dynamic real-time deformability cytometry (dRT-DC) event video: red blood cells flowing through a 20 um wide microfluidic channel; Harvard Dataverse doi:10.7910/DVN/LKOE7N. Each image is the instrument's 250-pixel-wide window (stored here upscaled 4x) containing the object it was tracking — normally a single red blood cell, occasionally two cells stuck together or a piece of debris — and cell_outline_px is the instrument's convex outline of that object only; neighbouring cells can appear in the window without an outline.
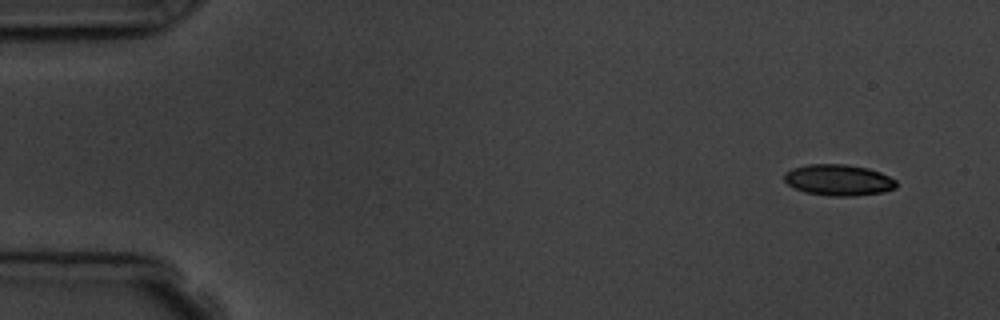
{"species": "common noctule bat (a hibernating species)", "species_latin": "Nyctalus noctula", "temperature_condition": "room temperature", "stored_images_in_passage": 4, "camera_frame_rate_fps": 3000, "um_per_image_px": 0.085, "animal": {"sex": "male", "body_mass_g": 19.5, "forearm_length_mm": 54.6}, "frame": {"image": 1, "passage_image": 1, "time_ms": 0.0, "image_size_px": [1000, 320], "cell_outline_px": [[896, 188], [880, 192], [852, 196], [828, 196], [804, 192], [788, 184], [784, 180], [784, 172], [792, 168], [808, 164], [844, 164], [868, 168], [880, 172], [896, 180]], "centroid_in_image_um": [71.24, 15.3], "position_along_channel_um": 13.8, "area_um2": 20.29}}